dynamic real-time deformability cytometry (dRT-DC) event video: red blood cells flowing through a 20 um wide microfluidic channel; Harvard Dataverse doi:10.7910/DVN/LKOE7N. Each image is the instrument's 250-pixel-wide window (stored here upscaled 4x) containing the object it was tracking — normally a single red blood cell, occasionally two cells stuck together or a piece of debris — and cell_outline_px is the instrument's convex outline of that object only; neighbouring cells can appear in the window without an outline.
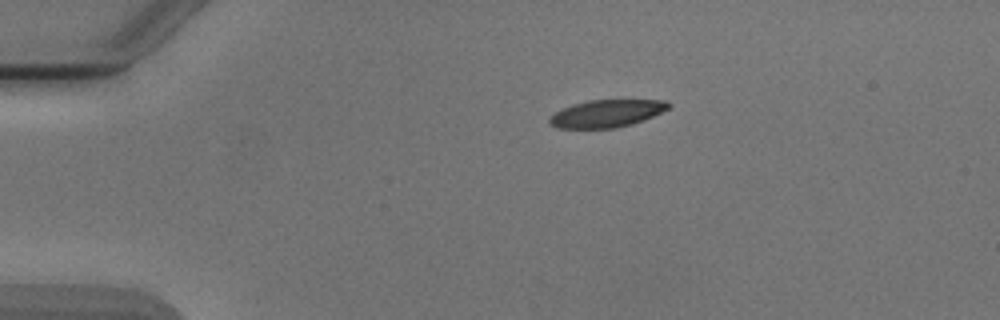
{"species": "Egyptian fruit bat (a non-hibernating species)", "species_latin": "Rousettus aegyptiacus", "temperature_condition": "cold", "stored_images_in_passage": 6, "camera_frame_rate_fps": 3000, "um_per_image_px": 0.085, "animal": {"sex": "male"}, "frame": {"image": 1, "passage_image": 1, "time_ms": 0.0, "image_size_px": [1000, 320], "cell_outline_px": [[672, 104], [668, 108], [644, 120], [632, 124], [616, 128], [556, 128], [548, 124], [548, 116], [572, 104], [588, 100], [668, 100]], "centroid_in_image_um": [51.53, 9.65], "position_along_channel_um": 33.5, "area_um2": 19.13}}
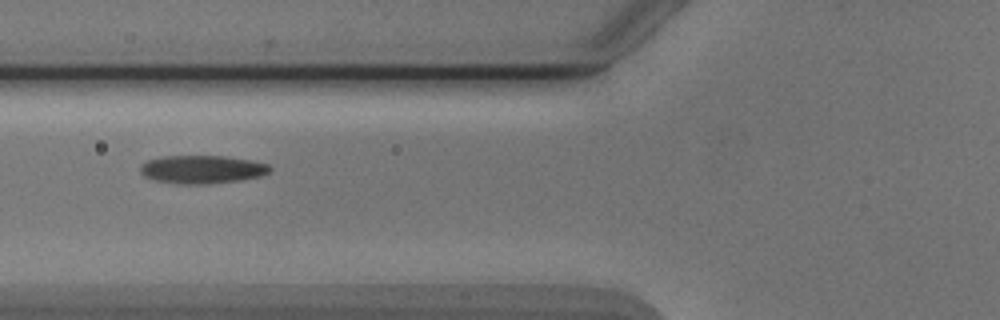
{"frame": {"image": 2, "passage_image": 4, "time_ms": 3.333, "image_size_px": [1000, 320], "cell_outline_px": [[272, 168], [268, 172], [260, 176], [240, 180], [204, 184], [184, 184], [156, 180], [144, 176], [140, 172], [140, 164], [148, 160], [164, 156], [224, 156], [252, 160], [268, 164]], "centroid_in_image_um": [17.18, 14.39], "position_along_channel_um": 108.6, "area_um2": 21.15}}
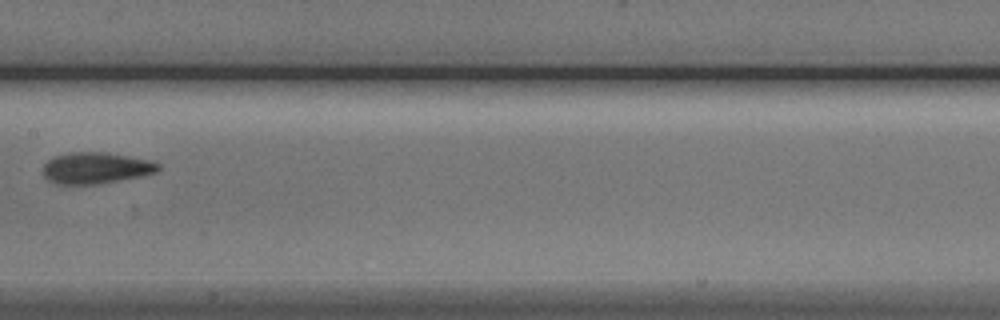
{"frame": {"image": 3, "passage_image": 6, "time_ms": 5.667, "image_size_px": [1000, 320], "cell_outline_px": [[160, 168], [156, 172], [144, 176], [96, 184], [56, 184], [48, 180], [44, 176], [44, 164], [52, 156], [68, 152], [108, 152], [152, 160], [160, 164]], "centroid_in_image_um": [8.17, 14.27], "position_along_channel_um": 199.2, "area_um2": 21.33}}